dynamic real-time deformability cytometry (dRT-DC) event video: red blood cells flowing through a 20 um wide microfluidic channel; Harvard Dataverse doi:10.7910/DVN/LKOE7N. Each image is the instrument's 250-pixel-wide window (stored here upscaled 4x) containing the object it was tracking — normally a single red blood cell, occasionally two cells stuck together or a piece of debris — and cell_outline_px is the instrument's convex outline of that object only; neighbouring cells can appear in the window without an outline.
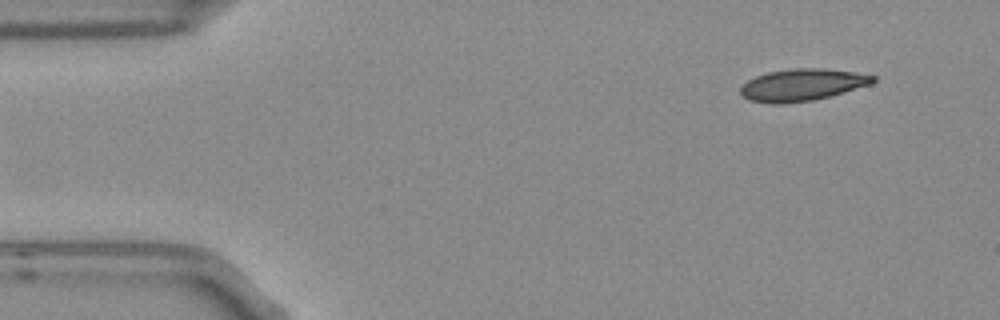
{"species": "Egyptian fruit bat (a non-hibernating species)", "species_latin": "Rousettus aegyptiacus", "temperature_condition": "room temperature", "stored_images_in_passage": 2, "camera_frame_rate_fps": 3000, "um_per_image_px": 0.085, "frame": {"image": 1, "passage_image": 2, "time_ms": 0.333, "image_size_px": [1000, 320], "cell_outline_px": [[876, 80], [872, 84], [844, 92], [812, 100], [780, 104], [772, 104], [748, 100], [740, 92], [740, 88], [748, 80], [756, 76], [768, 72], [792, 68], [824, 68], [852, 72], [876, 76]], "centroid_in_image_um": [68.18, 7.21], "position_along_channel_um": 16.8, "area_um2": 24.57}}